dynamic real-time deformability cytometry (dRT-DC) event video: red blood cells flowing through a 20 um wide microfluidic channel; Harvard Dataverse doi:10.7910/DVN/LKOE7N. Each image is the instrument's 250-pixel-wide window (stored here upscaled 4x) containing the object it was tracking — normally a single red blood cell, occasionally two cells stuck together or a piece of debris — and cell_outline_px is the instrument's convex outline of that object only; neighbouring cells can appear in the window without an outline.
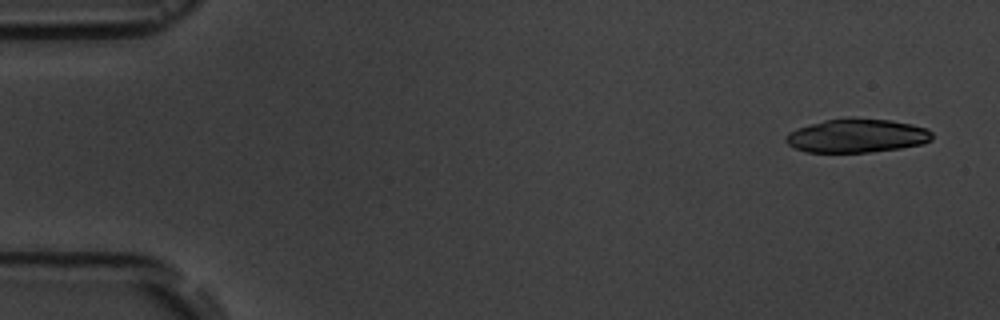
{"species": "common noctule bat (a hibernating species)", "species_latin": "Nyctalus noctula", "temperature_condition": "room temperature", "stored_images_in_passage": 8, "camera_frame_rate_fps": 3000, "um_per_image_px": 0.085, "animal": {"sex": "male", "body_mass_g": 19.5, "forearm_length_mm": 54.6}, "frame": {"image": 1, "passage_image": 1, "time_ms": 0.0, "image_size_px": [1000, 320], "cell_outline_px": [[932, 140], [924, 144], [900, 148], [872, 152], [804, 152], [788, 144], [784, 140], [784, 136], [788, 132], [796, 128], [824, 120], [852, 116], [892, 120], [912, 124], [928, 128], [932, 132]], "centroid_in_image_um": [72.84, 11.52], "position_along_channel_um": 12.2, "area_um2": 29.36}}